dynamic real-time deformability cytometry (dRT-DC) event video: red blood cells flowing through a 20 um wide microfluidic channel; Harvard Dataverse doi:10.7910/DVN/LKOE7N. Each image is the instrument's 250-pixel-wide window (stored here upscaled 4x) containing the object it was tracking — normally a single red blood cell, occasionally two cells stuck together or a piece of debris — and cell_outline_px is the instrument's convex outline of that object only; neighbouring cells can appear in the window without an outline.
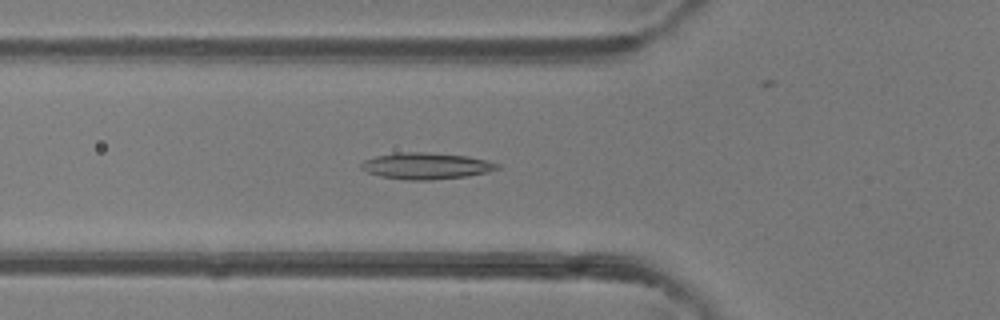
{"species": "common noctule bat (a hibernating species)", "species_latin": "Nyctalus noctula", "temperature_condition": "room temperature", "stored_images_in_passage": 50, "camera_frame_rate_fps": 3000, "um_per_image_px": 0.085, "animal": {"sex": "female"}, "frame": {"image": 1, "passage_image": 17, "time_ms": 5.333, "image_size_px": [1000, 320], "cell_outline_px": [[500, 168], [488, 172], [468, 176], [432, 180], [404, 180], [380, 176], [368, 172], [360, 168], [360, 164], [364, 160], [376, 156], [396, 152], [424, 152], [468, 156], [488, 160], [500, 164]], "centroid_in_image_um": [36.24, 14.1], "position_along_channel_um": 89.6, "area_um2": 21.15}}
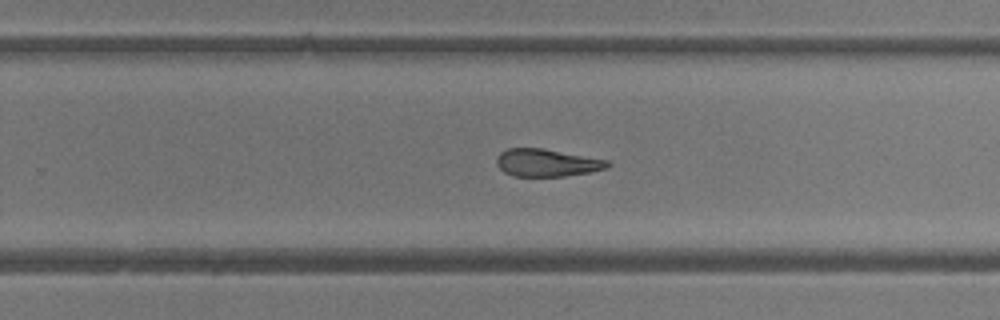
{"frame": {"image": 2, "passage_image": 31, "time_ms": 10.0, "image_size_px": [1000, 320], "cell_outline_px": [[612, 164], [608, 168], [588, 172], [564, 176], [512, 176], [504, 172], [496, 164], [496, 156], [500, 152], [508, 148], [544, 148], [608, 160]], "centroid_in_image_um": [46.47, 13.82], "position_along_channel_um": 283.3, "area_um2": 17.92}}
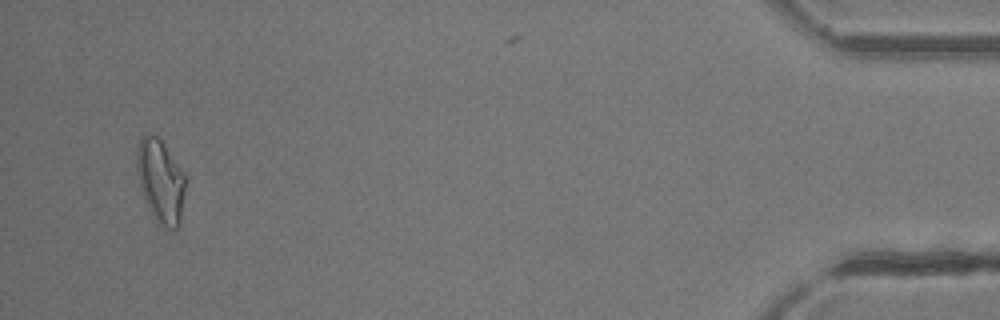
{"frame": {"image": 3, "passage_image": 47, "time_ms": 15.333, "image_size_px": [1000, 320], "cell_outline_px": [[184, 192], [180, 224], [176, 228], [172, 228], [156, 224], [144, 200], [140, 188], [136, 168], [136, 152], [140, 136], [144, 132], [148, 132], [156, 136], [164, 144], [184, 176]], "centroid_in_image_um": [13.59, 15.38], "position_along_channel_um": 421.6, "area_um2": 23.58}, "authors_computed_cell_mechanics": {"area_um2": 20.1144, "velocity_mm_per_s": 4.1482, "shape_relaxation_time_tau1_ms": null, "shape_relaxation_time_tau2_ms": 4.3898, "deformation_change_tau1": null, "deformation_change_tau2": 0.1345}}